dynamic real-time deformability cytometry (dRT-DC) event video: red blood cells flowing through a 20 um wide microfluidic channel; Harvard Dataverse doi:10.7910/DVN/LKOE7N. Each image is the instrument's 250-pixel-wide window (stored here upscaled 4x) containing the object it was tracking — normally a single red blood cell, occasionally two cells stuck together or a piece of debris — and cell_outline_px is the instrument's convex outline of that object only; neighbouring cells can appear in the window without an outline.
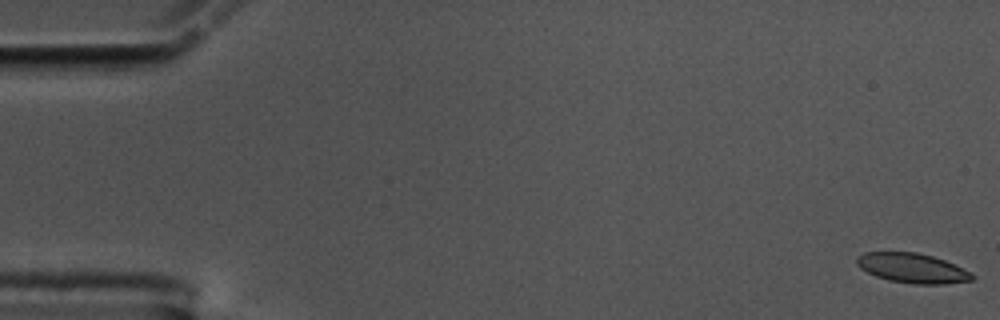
{"species": "common noctule bat (a hibernating species)", "species_latin": "Nyctalus noctula", "temperature_condition": "cold", "stored_images_in_passage": 58, "camera_frame_rate_fps": 3000, "um_per_image_px": 0.085, "animal": {"sex": "male", "body_mass_g": 17.5, "forearm_length_mm": 52.3}, "frame": {"image": 1, "passage_image": 1, "time_ms": 0.0, "image_size_px": [1000, 320], "cell_outline_px": [[976, 276], [972, 280], [944, 284], [916, 284], [888, 280], [876, 276], [860, 268], [856, 264], [856, 256], [864, 252], [916, 252], [932, 256], [944, 260], [972, 272]], "centroid_in_image_um": [77.54, 22.79], "position_along_channel_um": 7.5, "area_um2": 20.0}}
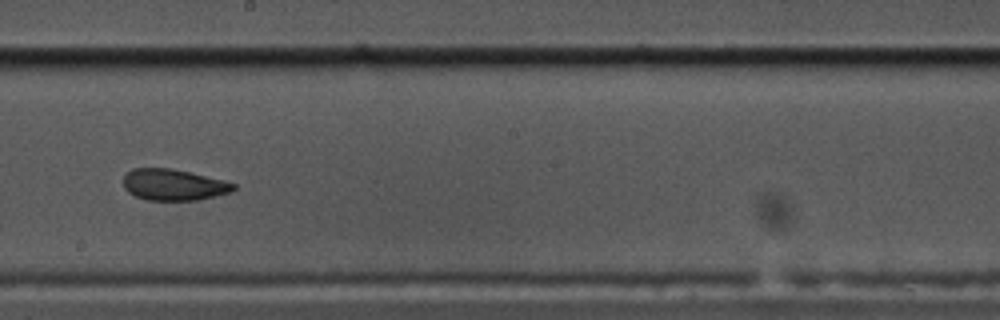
{"frame": {"image": 2, "passage_image": 32, "time_ms": 10.333, "image_size_px": [1000, 320], "cell_outline_px": [[236, 188], [232, 192], [216, 196], [196, 200], [148, 200], [136, 196], [128, 192], [124, 188], [124, 176], [132, 168], [172, 168], [224, 180], [236, 184]], "centroid_in_image_um": [14.77, 15.7], "position_along_channel_um": 233.4, "area_um2": 20.11}}
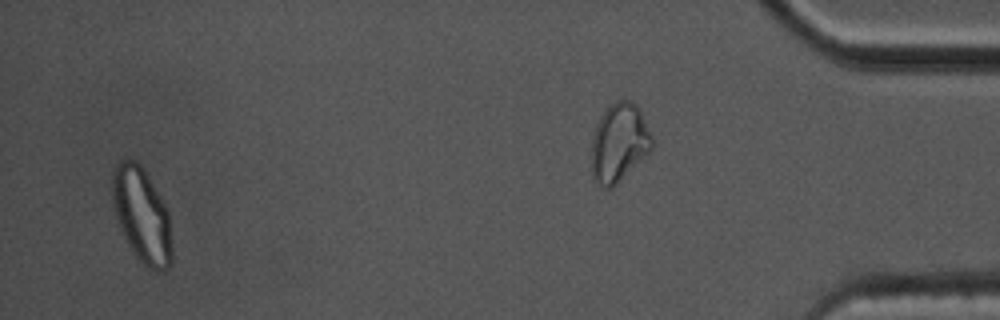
{"frame": {"image": 3, "passage_image": 55, "time_ms": 18.0, "image_size_px": [1000, 320], "cell_outline_px": [[172, 264], [164, 272], [156, 272], [148, 268], [132, 252], [120, 228], [112, 204], [112, 168], [116, 160], [136, 160], [140, 164], [160, 196], [168, 212], [172, 248]], "centroid_in_image_um": [12.04, 18.3], "position_along_channel_um": 423.2, "area_um2": 33.18}, "authors_computed_cell_mechanics": {"area_um2": 21.1259, "velocity_mm_per_s": 3.5541, "shape_relaxation_time_tau1_ms": 10.6665, "shape_relaxation_time_tau2_ms": 1.5296, "deformation_change_tau1": 0.1826, "deformation_change_tau2": 0.0611}}